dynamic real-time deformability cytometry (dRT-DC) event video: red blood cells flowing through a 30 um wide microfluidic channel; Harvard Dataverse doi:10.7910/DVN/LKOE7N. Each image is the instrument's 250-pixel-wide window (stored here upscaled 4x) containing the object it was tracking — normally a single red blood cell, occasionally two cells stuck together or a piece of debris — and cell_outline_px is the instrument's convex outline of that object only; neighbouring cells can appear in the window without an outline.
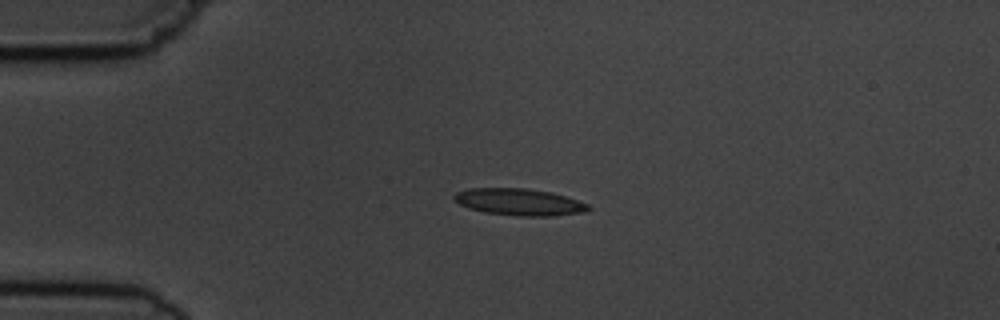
{"species": "common noctule bat (a hibernating species)", "species_latin": "Nyctalus noctula", "temperature_condition": "cold", "stored_images_in_passage": 2, "camera_frame_rate_fps": 3000, "um_per_image_px": 0.085, "animal": {"sex": "male", "body_mass_g": 19.5, "forearm_length_mm": 54.6}, "frame": {"image": 1, "passage_image": 1, "time_ms": 0.0, "image_size_px": [1000, 320], "cell_outline_px": [[592, 208], [584, 212], [552, 216], [516, 216], [484, 212], [468, 208], [452, 200], [452, 196], [456, 192], [468, 188], [524, 188], [552, 192], [588, 204]], "centroid_in_image_um": [44.09, 17.17], "position_along_channel_um": 40.9, "area_um2": 21.1}}